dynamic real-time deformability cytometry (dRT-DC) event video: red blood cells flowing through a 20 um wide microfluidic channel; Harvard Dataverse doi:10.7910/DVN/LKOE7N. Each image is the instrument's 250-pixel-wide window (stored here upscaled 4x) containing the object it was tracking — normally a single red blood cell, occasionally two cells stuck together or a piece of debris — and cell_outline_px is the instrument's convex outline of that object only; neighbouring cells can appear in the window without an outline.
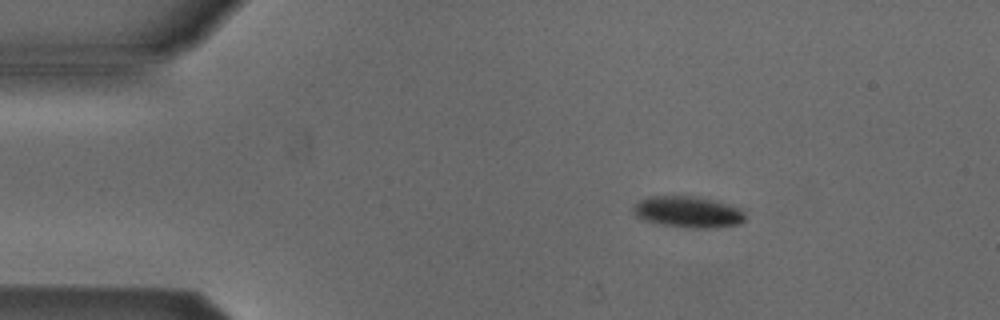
{"species": "Egyptian fruit bat (a non-hibernating species)", "species_latin": "Rousettus aegyptiacus", "temperature_condition": "cold", "stored_images_in_passage": 3, "camera_frame_rate_fps": 3000, "um_per_image_px": 0.085, "animal": {"sex": "male"}, "frame": {"image": 1, "passage_image": 2, "time_ms": 1.333, "image_size_px": [1000, 320], "cell_outline_px": [[744, 220], [736, 224], [708, 228], [692, 228], [660, 224], [644, 220], [636, 216], [632, 212], [632, 208], [640, 200], [648, 196], [696, 196], [728, 204], [740, 208], [744, 212]], "centroid_in_image_um": [58.44, 18.01], "position_along_channel_um": 26.6, "area_um2": 20.23}}